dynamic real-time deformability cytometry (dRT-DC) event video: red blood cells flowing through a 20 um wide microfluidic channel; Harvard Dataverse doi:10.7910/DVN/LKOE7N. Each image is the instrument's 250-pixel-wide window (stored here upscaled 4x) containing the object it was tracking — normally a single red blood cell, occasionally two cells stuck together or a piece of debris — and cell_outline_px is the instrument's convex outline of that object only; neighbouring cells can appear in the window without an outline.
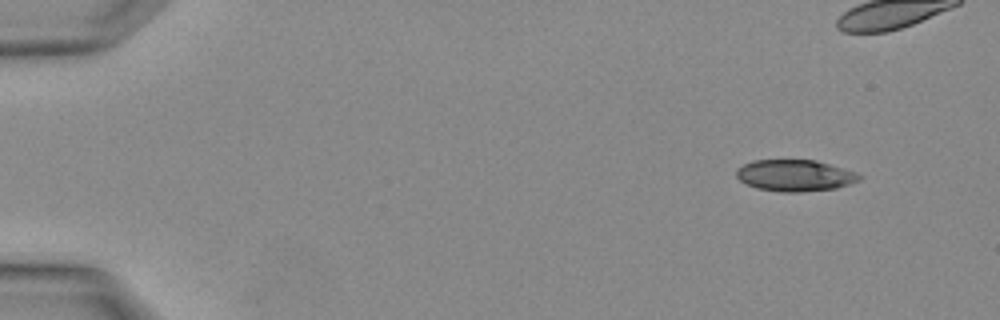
{"species": "Egyptian fruit bat (a non-hibernating species)", "species_latin": "Rousettus aegyptiacus", "temperature_condition": "warm", "stored_images_in_passage": 3, "camera_frame_rate_fps": 3000, "um_per_image_px": 0.085, "animal": {"sex": "female"}, "frame": {"image": 1, "passage_image": 3, "time_ms": 0.667, "image_size_px": [1000, 320], "cell_outline_px": [[860, 180], [836, 188], [800, 192], [780, 192], [756, 188], [740, 180], [736, 176], [736, 168], [752, 160], [816, 160], [856, 172], [860, 176]], "centroid_in_image_um": [67.54, 14.91], "position_along_channel_um": 17.5, "area_um2": 22.48}}